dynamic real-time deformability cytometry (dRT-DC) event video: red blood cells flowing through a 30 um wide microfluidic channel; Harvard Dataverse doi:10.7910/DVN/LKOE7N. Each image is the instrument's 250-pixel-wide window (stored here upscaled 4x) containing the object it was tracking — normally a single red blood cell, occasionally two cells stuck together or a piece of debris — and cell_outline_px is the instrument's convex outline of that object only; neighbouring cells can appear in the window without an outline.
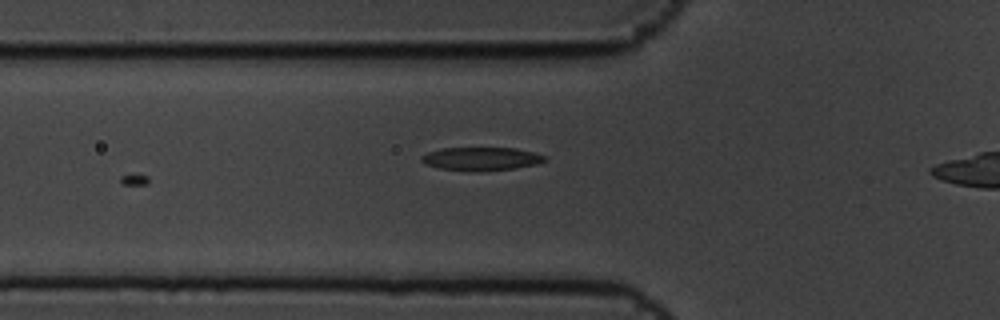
{"species": "common noctule bat (a hibernating species)", "species_latin": "Nyctalus noctula", "temperature_condition": "cold", "stored_images_in_passage": 6, "camera_frame_rate_fps": 3000, "um_per_image_px": 0.085, "animal": {"sex": "male", "body_mass_g": 19.5, "forearm_length_mm": 54.6}, "frame": {"image": 1, "passage_image": 5, "time_ms": 1.333, "image_size_px": [1000, 320], "cell_outline_px": [[548, 160], [536, 164], [516, 168], [480, 172], [440, 168], [424, 164], [420, 160], [420, 156], [428, 152], [440, 148], [516, 148], [548, 156]], "centroid_in_image_um": [40.91, 13.5], "position_along_channel_um": 84.9, "area_um2": 16.94}}